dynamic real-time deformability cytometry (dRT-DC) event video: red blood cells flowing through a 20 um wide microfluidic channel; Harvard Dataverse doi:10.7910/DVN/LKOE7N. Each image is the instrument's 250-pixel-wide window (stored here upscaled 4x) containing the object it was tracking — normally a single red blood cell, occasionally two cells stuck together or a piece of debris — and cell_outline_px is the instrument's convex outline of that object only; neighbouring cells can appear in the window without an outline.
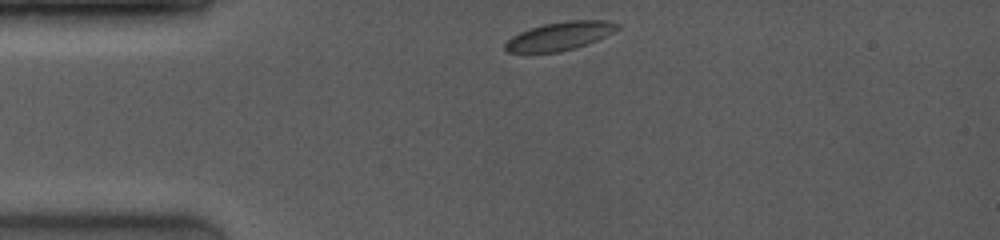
{"species": "common noctule bat (a hibernating species)", "species_latin": "Nyctalus noctula", "temperature_condition": "room temperature", "stored_images_in_passage": 20, "camera_frame_rate_fps": 4000, "um_per_image_px": 0.085, "animal": {"sex": "female", "body_mass_g": 19.0, "forearm_length_mm": 53.3}, "frame": {"image": 1, "passage_image": 1, "time_ms": 0.0, "image_size_px": [1000, 240], "cell_outline_px": [[620, 28], [596, 40], [576, 48], [560, 52], [508, 52], [504, 48], [504, 44], [512, 36], [520, 32], [544, 24], [568, 20], [608, 20], [620, 24]], "centroid_in_image_um": [47.6, 3.06], "position_along_channel_um": 37.4, "area_um2": 18.38}}
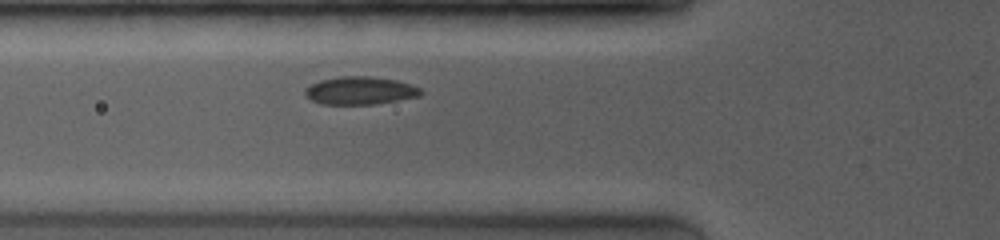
{"frame": {"image": 2, "passage_image": 9, "time_ms": 2.25, "image_size_px": [1000, 240], "cell_outline_px": [[424, 92], [420, 96], [372, 104], [320, 104], [304, 96], [304, 88], [320, 80], [336, 76], [372, 76], [396, 80], [420, 88]], "centroid_in_image_um": [30.56, 7.69], "position_along_channel_um": 95.2, "area_um2": 18.84}}
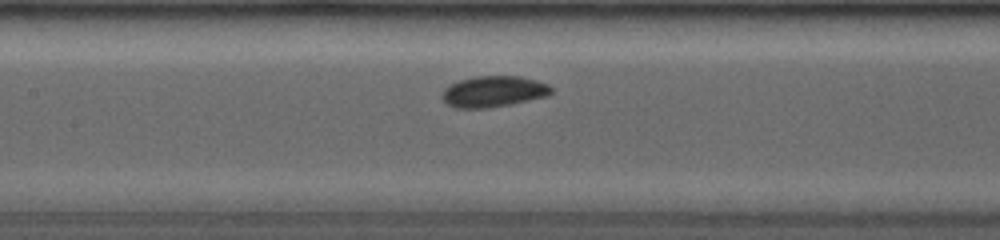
{"frame": {"image": 3, "passage_image": 16, "time_ms": 4.0, "image_size_px": [1000, 240], "cell_outline_px": [[552, 92], [548, 96], [488, 108], [456, 108], [448, 104], [444, 100], [444, 88], [460, 80], [472, 76], [520, 76], [536, 80], [548, 84], [552, 88]], "centroid_in_image_um": [41.98, 7.77], "position_along_channel_um": 165.4, "area_um2": 19.54}}